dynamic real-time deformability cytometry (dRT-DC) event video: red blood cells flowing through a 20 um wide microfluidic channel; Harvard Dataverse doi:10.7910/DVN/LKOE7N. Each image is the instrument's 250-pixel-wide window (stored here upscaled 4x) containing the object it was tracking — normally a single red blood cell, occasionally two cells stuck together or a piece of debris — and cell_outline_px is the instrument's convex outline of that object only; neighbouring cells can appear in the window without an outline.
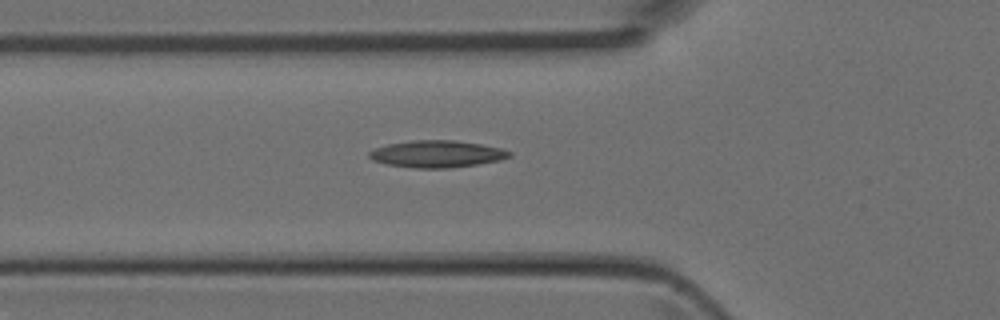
{"species": "Egyptian fruit bat (a non-hibernating species)", "species_latin": "Rousettus aegyptiacus", "temperature_condition": "room temperature", "stored_images_in_passage": 2, "camera_frame_rate_fps": 3000, "um_per_image_px": 0.085, "animal": {"sex": "female"}, "frame": {"image": 1, "passage_image": 2, "time_ms": 0.333, "image_size_px": [1000, 320], "cell_outline_px": [[512, 156], [500, 160], [476, 164], [448, 168], [412, 168], [384, 164], [372, 160], [368, 156], [368, 152], [376, 148], [388, 144], [412, 140], [452, 140], [480, 144], [504, 148], [512, 152]], "centroid_in_image_um": [37.13, 13.09], "position_along_channel_um": 88.7, "area_um2": 22.14}}